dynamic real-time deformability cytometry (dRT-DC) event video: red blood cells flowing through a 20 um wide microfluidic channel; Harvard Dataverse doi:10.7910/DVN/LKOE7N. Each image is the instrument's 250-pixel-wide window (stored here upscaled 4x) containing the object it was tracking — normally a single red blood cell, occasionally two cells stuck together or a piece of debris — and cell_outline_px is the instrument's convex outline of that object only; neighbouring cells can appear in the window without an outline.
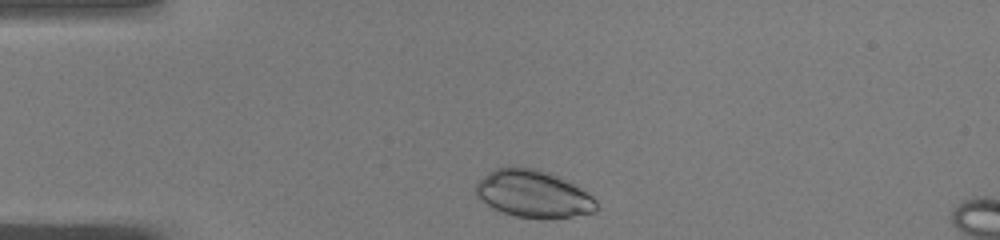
{"species": "common noctule bat (a hibernating species)", "species_latin": "Nyctalus noctula", "temperature_condition": "warm", "stored_images_in_passage": 31, "camera_frame_rate_fps": 3000, "um_per_image_px": 0.085, "animal": {"sex": "male", "body_mass_g": 19.0, "forearm_length_mm": 50.8}, "frame": {"image": 1, "passage_image": 1, "time_ms": 0.0, "image_size_px": [1000, 240], "cell_outline_px": [[600, 208], [596, 212], [568, 216], [516, 216], [504, 212], [480, 200], [476, 196], [476, 184], [488, 172], [496, 168], [540, 168], [588, 192], [596, 200]], "centroid_in_image_um": [45.34, 16.45], "position_along_channel_um": 39.7, "area_um2": 32.19}}
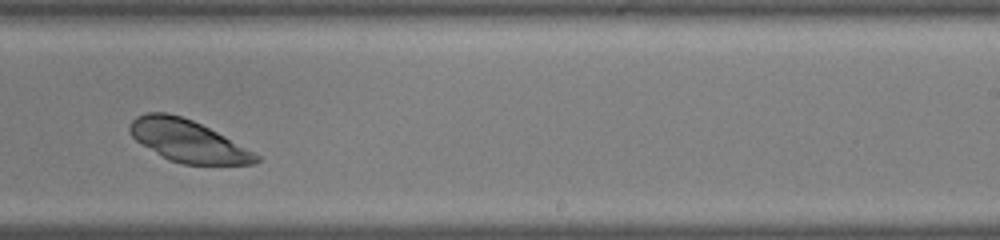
{"frame": {"image": 2, "passage_image": 21, "time_ms": 6.667, "image_size_px": [1000, 240], "cell_outline_px": [[260, 160], [256, 164], [180, 164], [168, 160], [136, 140], [128, 132], [128, 124], [136, 116], [148, 112], [164, 112], [180, 116], [192, 120], [224, 136], [260, 156]], "centroid_in_image_um": [15.92, 11.98], "position_along_channel_um": 273.1, "area_um2": 30.58}}
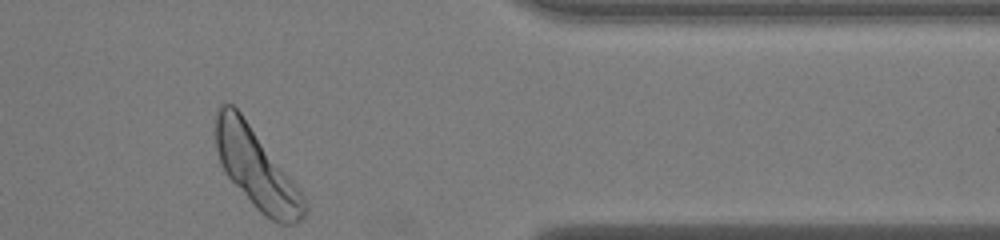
{"frame": {"image": 3, "passage_image": 31, "time_ms": 10.0, "image_size_px": [1000, 240], "cell_outline_px": [[308, 212], [296, 224], [280, 224], [264, 216], [252, 204], [224, 172], [220, 164], [216, 148], [216, 108], [220, 104], [232, 104], [240, 112], [300, 188], [304, 196], [308, 208]], "centroid_in_image_um": [21.81, 14.36], "position_along_channel_um": 389.6, "area_um2": 41.1}}